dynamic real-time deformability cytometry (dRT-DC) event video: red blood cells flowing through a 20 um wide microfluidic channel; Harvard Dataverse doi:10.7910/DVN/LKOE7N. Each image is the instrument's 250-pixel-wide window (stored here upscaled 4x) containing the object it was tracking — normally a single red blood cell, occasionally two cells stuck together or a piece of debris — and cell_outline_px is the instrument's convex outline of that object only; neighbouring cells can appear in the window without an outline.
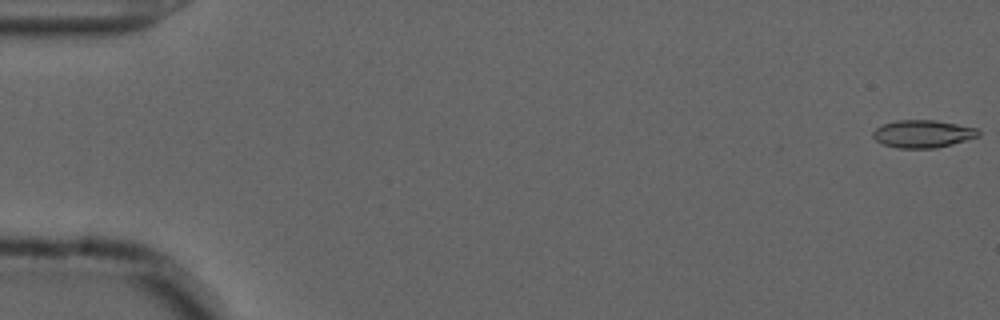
{"species": "common noctule bat (a hibernating species)", "species_latin": "Nyctalus noctula", "temperature_condition": "cold", "stored_images_in_passage": 56, "camera_frame_rate_fps": 3000, "um_per_image_px": 0.085, "animal": {"sex": "male", "forearm_length_mm": 52.5}, "frame": {"image": 1, "passage_image": 1, "time_ms": 0.0, "image_size_px": [1000, 320], "cell_outline_px": [[984, 132], [980, 136], [952, 144], [936, 148], [896, 148], [884, 144], [876, 140], [872, 136], [872, 132], [876, 128], [884, 124], [896, 120], [936, 120], [976, 128]], "centroid_in_image_um": [78.47, 11.37], "position_along_channel_um": 6.5, "area_um2": 17.05}}
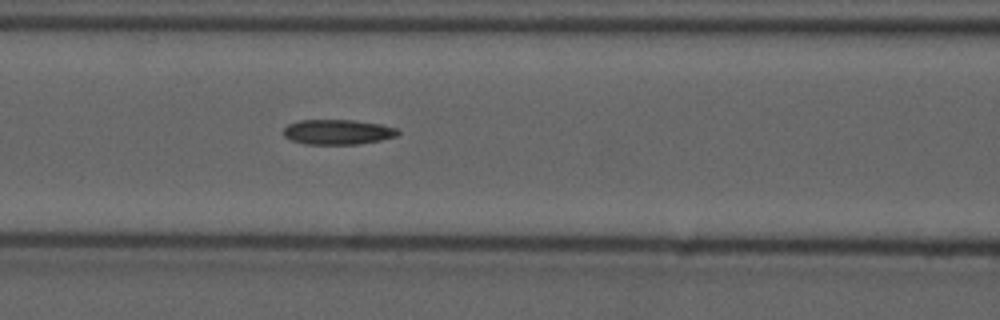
{"frame": {"image": 2, "passage_image": 24, "time_ms": 7.667, "image_size_px": [1000, 320], "cell_outline_px": [[400, 132], [396, 136], [380, 140], [356, 144], [304, 144], [292, 140], [284, 136], [284, 128], [288, 124], [300, 120], [352, 120], [380, 124], [396, 128]], "centroid_in_image_um": [28.69, 11.22], "position_along_channel_um": 137.9, "area_um2": 16.53}}
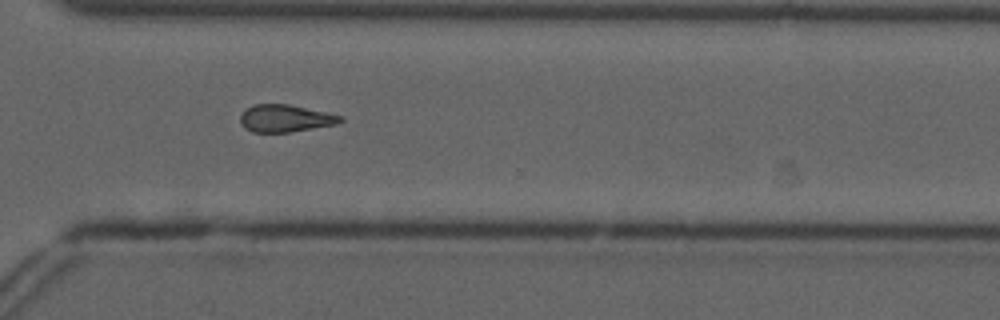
{"frame": {"image": 3, "passage_image": 41, "time_ms": 13.333, "image_size_px": [1000, 320], "cell_outline_px": [[344, 120], [336, 124], [288, 132], [252, 132], [244, 128], [240, 120], [240, 116], [244, 108], [252, 104], [288, 104], [324, 112], [340, 116]], "centroid_in_image_um": [24.17, 10.05], "position_along_channel_um": 346.4, "area_um2": 15.78}}